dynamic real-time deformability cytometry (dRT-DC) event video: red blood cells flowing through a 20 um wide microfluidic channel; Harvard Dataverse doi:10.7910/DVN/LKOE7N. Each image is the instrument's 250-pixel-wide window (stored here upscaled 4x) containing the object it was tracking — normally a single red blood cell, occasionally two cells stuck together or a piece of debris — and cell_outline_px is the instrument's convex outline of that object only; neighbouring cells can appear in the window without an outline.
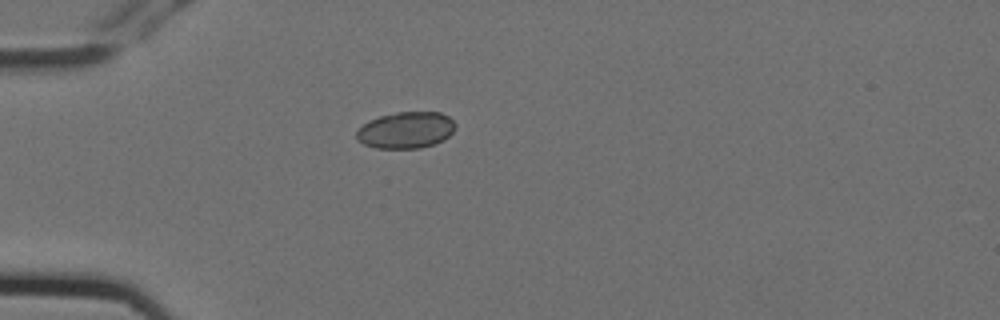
{"species": "Egyptian fruit bat (a non-hibernating species)", "species_latin": "Rousettus aegyptiacus", "temperature_condition": "cold", "stored_images_in_passage": 4, "camera_frame_rate_fps": 3000, "um_per_image_px": 0.085, "animal": {"sex": "female"}, "frame": {"image": 1, "passage_image": 4, "time_ms": 1.0, "image_size_px": [1000, 320], "cell_outline_px": [[452, 132], [444, 140], [420, 148], [376, 148], [364, 144], [356, 136], [356, 132], [364, 124], [380, 116], [396, 112], [440, 112], [448, 116], [452, 120]], "centroid_in_image_um": [34.49, 11.06], "position_along_channel_um": 50.5, "area_um2": 20.58}}